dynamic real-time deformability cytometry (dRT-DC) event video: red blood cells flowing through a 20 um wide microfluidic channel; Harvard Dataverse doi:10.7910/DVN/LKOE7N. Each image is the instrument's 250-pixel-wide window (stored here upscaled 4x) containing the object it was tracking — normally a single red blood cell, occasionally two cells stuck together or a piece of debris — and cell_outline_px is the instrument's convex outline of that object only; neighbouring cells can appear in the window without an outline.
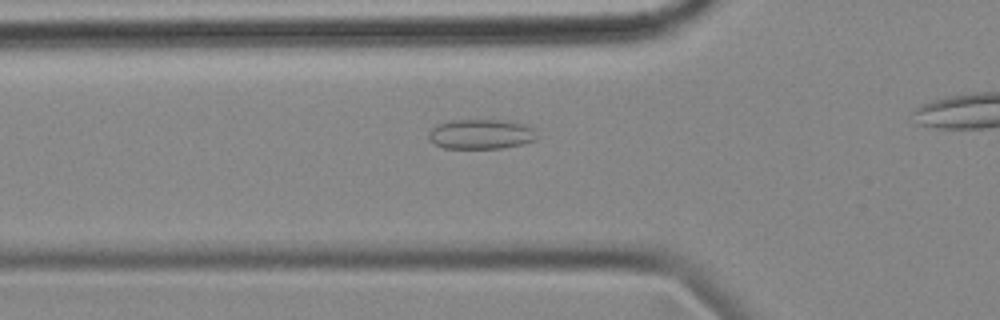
{"species": "common noctule bat (a hibernating species)", "species_latin": "Nyctalus noctula", "temperature_condition": "cold", "stored_images_in_passage": 37, "camera_frame_rate_fps": 3000, "um_per_image_px": 0.085, "animal": {"sex": "female", "body_mass_g": 18.4}, "frame": {"image": 1, "passage_image": 10, "time_ms": 3.0, "image_size_px": [1000, 320], "cell_outline_px": [[536, 140], [524, 144], [500, 148], [444, 148], [432, 144], [428, 140], [428, 132], [436, 124], [448, 120], [500, 120], [528, 124], [532, 128], [536, 136]], "centroid_in_image_um": [40.83, 11.4], "position_along_channel_um": 85.0, "area_um2": 19.07}}
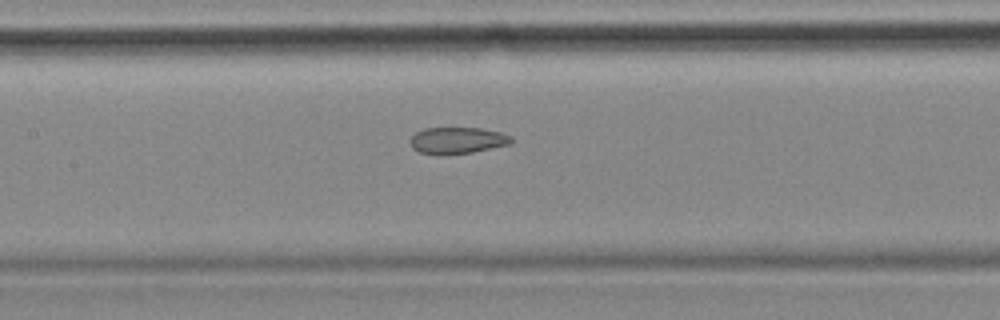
{"frame": {"image": 2, "passage_image": 17, "time_ms": 5.333, "image_size_px": [1000, 320], "cell_outline_px": [[512, 144], [472, 152], [440, 156], [420, 152], [412, 148], [408, 140], [416, 132], [424, 128], [480, 128], [500, 132], [512, 136]], "centroid_in_image_um": [38.85, 11.95], "position_along_channel_um": 168.5, "area_um2": 15.9}}
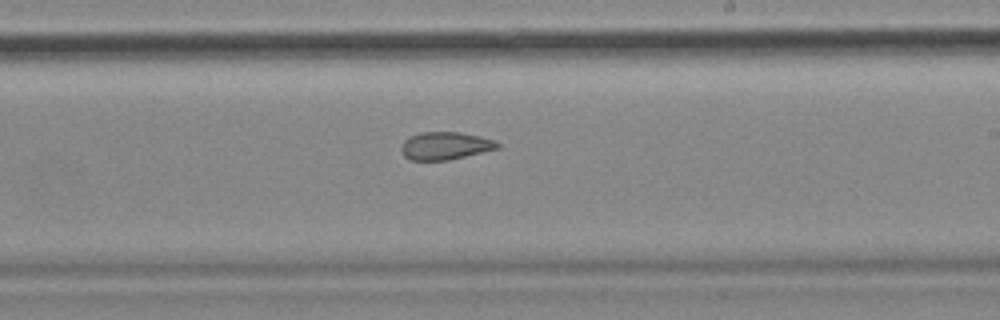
{"frame": {"image": 3, "passage_image": 24, "time_ms": 7.667, "image_size_px": [1000, 320], "cell_outline_px": [[500, 148], [448, 160], [412, 160], [404, 156], [400, 148], [404, 140], [420, 132], [460, 132], [480, 136], [496, 140], [500, 144]], "centroid_in_image_um": [37.87, 12.39], "position_along_channel_um": 251.1, "area_um2": 15.55}}